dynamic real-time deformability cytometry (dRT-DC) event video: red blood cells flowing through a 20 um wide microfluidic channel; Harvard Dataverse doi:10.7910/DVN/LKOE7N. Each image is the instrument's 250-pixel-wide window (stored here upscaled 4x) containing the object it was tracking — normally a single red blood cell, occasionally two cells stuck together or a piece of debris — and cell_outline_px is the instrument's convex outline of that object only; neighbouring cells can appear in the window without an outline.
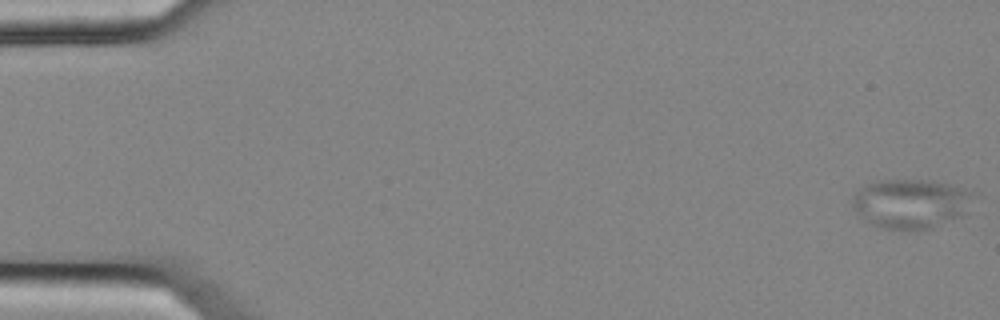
{"species": "common noctule bat (a hibernating species)", "species_latin": "Nyctalus noctula", "temperature_condition": "cold", "stored_images_in_passage": 55, "camera_frame_rate_fps": 3000, "um_per_image_px": 0.085, "animal": {"sex": "female", "body_mass_g": 25.1}, "frame": {"image": 1, "passage_image": 1, "time_ms": 0.0, "image_size_px": [1000, 320], "cell_outline_px": [[972, 192], [964, 216], [928, 228], [880, 228], [872, 224], [852, 208], [852, 200], [856, 192], [864, 184], [880, 180], [932, 180], [964, 188]], "centroid_in_image_um": [77.38, 17.27], "position_along_channel_um": 7.6, "area_um2": 34.16}}
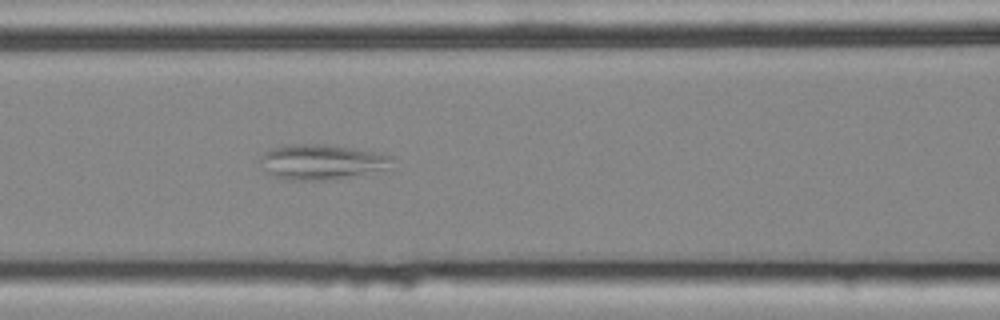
{"frame": {"image": 2, "passage_image": 24, "time_ms": 7.667, "image_size_px": [1000, 320], "cell_outline_px": [[388, 168], [336, 180], [288, 180], [276, 176], [268, 172], [256, 160], [268, 148], [292, 144], [324, 144], [352, 148], [372, 152], [388, 156]], "centroid_in_image_um": [27.2, 13.77], "position_along_channel_um": 139.4, "area_um2": 26.7}}
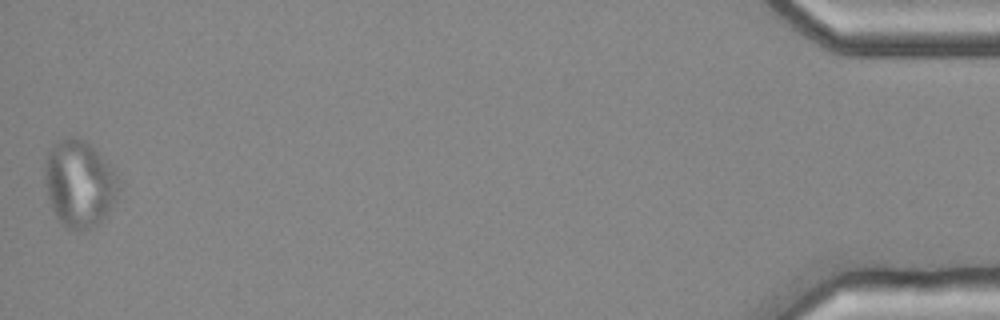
{"frame": {"image": 3, "passage_image": 55, "time_ms": 18.0, "image_size_px": [1000, 320], "cell_outline_px": [[120, 188], [116, 200], [108, 212], [92, 228], [76, 232], [64, 228], [56, 216], [52, 208], [44, 184], [44, 168], [48, 152], [52, 144], [56, 140], [64, 136], [76, 136], [92, 144], [112, 168], [116, 176]], "centroid_in_image_um": [6.72, 15.59], "position_along_channel_um": 428.5, "area_um2": 38.03}}